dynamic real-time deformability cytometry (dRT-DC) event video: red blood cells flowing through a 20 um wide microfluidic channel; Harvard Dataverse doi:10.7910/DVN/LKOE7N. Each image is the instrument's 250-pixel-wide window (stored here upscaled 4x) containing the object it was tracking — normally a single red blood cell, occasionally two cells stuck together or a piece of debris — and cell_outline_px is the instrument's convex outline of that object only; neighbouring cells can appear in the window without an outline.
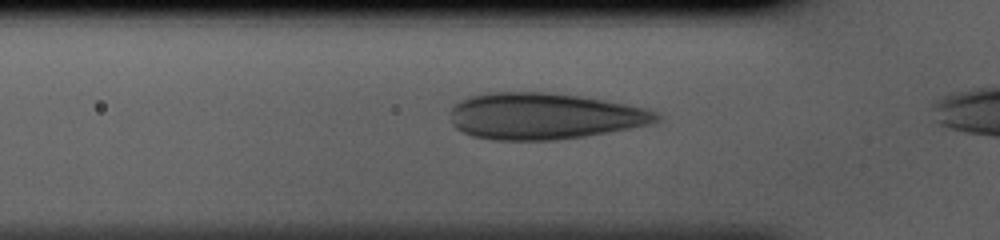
{"species": "human", "species_latin": "Homo sapiens", "temperature_condition": "cold", "stored_images_in_passage": 9, "camera_frame_rate_fps": 3000, "um_per_image_px": 0.085, "donor": {"sex": "male"}, "frame": {"image": 1, "passage_image": 4, "time_ms": 1.0, "image_size_px": [1000, 240], "cell_outline_px": [[660, 120], [652, 124], [584, 136], [556, 140], [492, 140], [472, 136], [456, 128], [452, 124], [452, 108], [460, 100], [468, 96], [488, 92], [552, 92], [580, 96], [624, 104], [644, 108], [656, 112], [660, 116]], "centroid_in_image_um": [46.23, 9.87], "position_along_channel_um": 79.6, "area_um2": 55.66}}
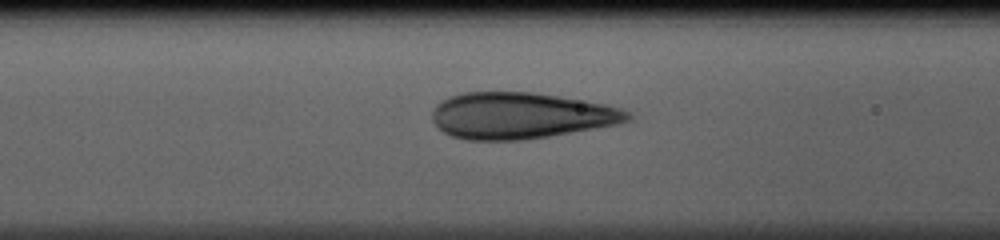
{"frame": {"image": 2, "passage_image": 7, "time_ms": 2.0, "image_size_px": [1000, 240], "cell_outline_px": [[632, 116], [628, 120], [620, 124], [524, 140], [464, 140], [452, 136], [436, 128], [432, 120], [432, 112], [436, 104], [440, 100], [464, 92], [532, 92], [560, 96], [604, 104], [620, 108], [628, 112]], "centroid_in_image_um": [44.21, 9.83], "position_along_channel_um": 122.4, "area_um2": 52.89}}